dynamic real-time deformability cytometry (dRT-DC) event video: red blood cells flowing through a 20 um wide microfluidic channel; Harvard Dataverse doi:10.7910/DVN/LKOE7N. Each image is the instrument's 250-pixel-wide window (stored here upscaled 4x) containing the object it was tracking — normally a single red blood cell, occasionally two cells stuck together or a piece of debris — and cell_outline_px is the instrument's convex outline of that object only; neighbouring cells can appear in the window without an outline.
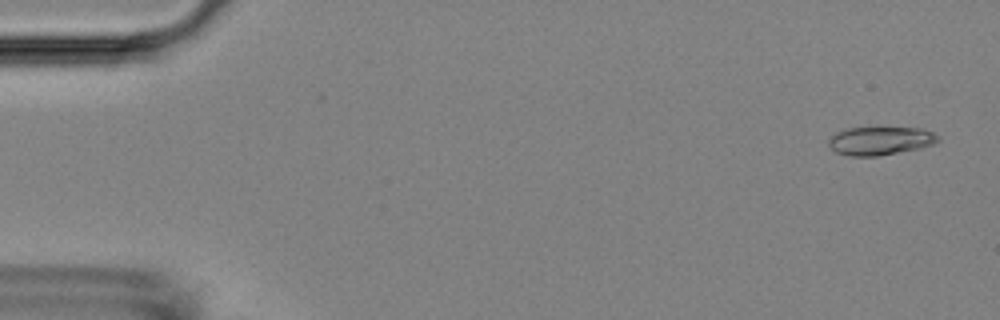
{"species": "Egyptian fruit bat (a non-hibernating species)", "species_latin": "Rousettus aegyptiacus", "temperature_condition": "room temperature", "stored_images_in_passage": 54, "camera_frame_rate_fps": 3000, "um_per_image_px": 0.085, "animal": {"sex": "female"}, "frame": {"image": 1, "passage_image": 2, "time_ms": 0.333, "image_size_px": [1000, 320], "cell_outline_px": [[940, 140], [932, 144], [920, 148], [876, 156], [852, 156], [836, 152], [828, 144], [828, 140], [836, 132], [848, 128], [924, 128], [932, 132]], "centroid_in_image_um": [74.81, 11.96], "position_along_channel_um": 10.2, "area_um2": 17.8}}
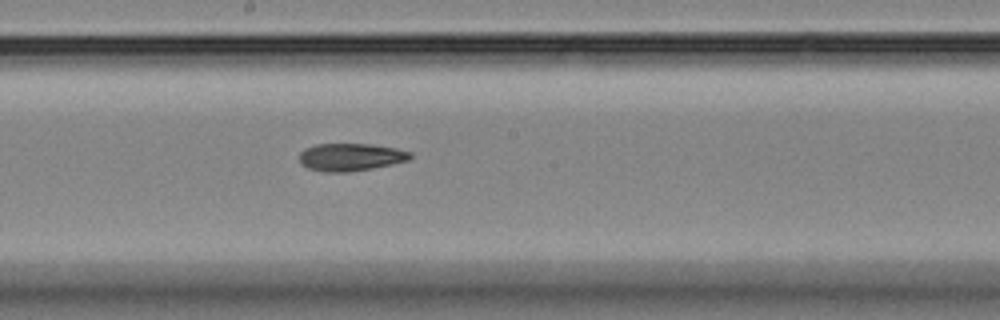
{"frame": {"image": 2, "passage_image": 29, "time_ms": 9.333, "image_size_px": [1000, 320], "cell_outline_px": [[412, 156], [408, 160], [392, 164], [372, 168], [348, 172], [324, 172], [308, 168], [300, 164], [300, 152], [304, 148], [316, 144], [372, 144], [396, 148], [412, 152]], "centroid_in_image_um": [29.79, 13.35], "position_along_channel_um": 218.4, "area_um2": 17.92}}
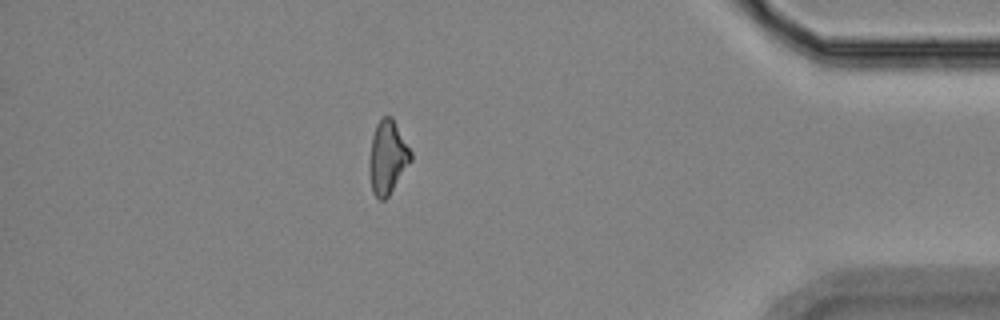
{"frame": {"image": 3, "passage_image": 47, "time_ms": 15.333, "image_size_px": [1000, 320], "cell_outline_px": [[412, 160], [388, 196], [384, 200], [380, 200], [372, 192], [368, 172], [368, 160], [372, 136], [376, 124], [384, 116], [392, 116], [412, 152]], "centroid_in_image_um": [32.92, 13.37], "position_along_channel_um": 402.3, "area_um2": 17.92}}